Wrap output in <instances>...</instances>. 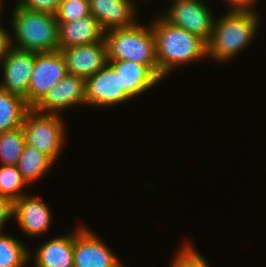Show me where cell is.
<instances>
[{"label":"cell","mask_w":266,"mask_h":267,"mask_svg":"<svg viewBox=\"0 0 266 267\" xmlns=\"http://www.w3.org/2000/svg\"><path fill=\"white\" fill-rule=\"evenodd\" d=\"M58 33L59 49L92 44L104 39V31L91 14L75 21L58 22Z\"/></svg>","instance_id":"17"},{"label":"cell","mask_w":266,"mask_h":267,"mask_svg":"<svg viewBox=\"0 0 266 267\" xmlns=\"http://www.w3.org/2000/svg\"><path fill=\"white\" fill-rule=\"evenodd\" d=\"M74 230V267H123L107 242L87 225ZM113 251V252H112Z\"/></svg>","instance_id":"7"},{"label":"cell","mask_w":266,"mask_h":267,"mask_svg":"<svg viewBox=\"0 0 266 267\" xmlns=\"http://www.w3.org/2000/svg\"><path fill=\"white\" fill-rule=\"evenodd\" d=\"M50 205L39 195L26 194L15 201V218L26 238H35L49 232L53 215Z\"/></svg>","instance_id":"12"},{"label":"cell","mask_w":266,"mask_h":267,"mask_svg":"<svg viewBox=\"0 0 266 267\" xmlns=\"http://www.w3.org/2000/svg\"><path fill=\"white\" fill-rule=\"evenodd\" d=\"M10 47H11L10 30L8 31L7 29H5V27L3 25L1 26L0 23V60L8 52Z\"/></svg>","instance_id":"28"},{"label":"cell","mask_w":266,"mask_h":267,"mask_svg":"<svg viewBox=\"0 0 266 267\" xmlns=\"http://www.w3.org/2000/svg\"><path fill=\"white\" fill-rule=\"evenodd\" d=\"M35 65V52L10 47L0 60L3 72L0 88L25 99L28 105L29 81Z\"/></svg>","instance_id":"11"},{"label":"cell","mask_w":266,"mask_h":267,"mask_svg":"<svg viewBox=\"0 0 266 267\" xmlns=\"http://www.w3.org/2000/svg\"><path fill=\"white\" fill-rule=\"evenodd\" d=\"M29 109L23 97L0 88V133L21 127Z\"/></svg>","instance_id":"19"},{"label":"cell","mask_w":266,"mask_h":267,"mask_svg":"<svg viewBox=\"0 0 266 267\" xmlns=\"http://www.w3.org/2000/svg\"><path fill=\"white\" fill-rule=\"evenodd\" d=\"M15 4L10 17L11 47L36 53L59 50L56 16L30 11L17 2Z\"/></svg>","instance_id":"3"},{"label":"cell","mask_w":266,"mask_h":267,"mask_svg":"<svg viewBox=\"0 0 266 267\" xmlns=\"http://www.w3.org/2000/svg\"><path fill=\"white\" fill-rule=\"evenodd\" d=\"M169 267H209L207 259L187 240L176 250Z\"/></svg>","instance_id":"23"},{"label":"cell","mask_w":266,"mask_h":267,"mask_svg":"<svg viewBox=\"0 0 266 267\" xmlns=\"http://www.w3.org/2000/svg\"><path fill=\"white\" fill-rule=\"evenodd\" d=\"M54 164L50 157L35 147L25 144L17 167L26 183L32 186L35 181L41 180Z\"/></svg>","instance_id":"18"},{"label":"cell","mask_w":266,"mask_h":267,"mask_svg":"<svg viewBox=\"0 0 266 267\" xmlns=\"http://www.w3.org/2000/svg\"><path fill=\"white\" fill-rule=\"evenodd\" d=\"M176 1H183V0H170V3L176 2Z\"/></svg>","instance_id":"30"},{"label":"cell","mask_w":266,"mask_h":267,"mask_svg":"<svg viewBox=\"0 0 266 267\" xmlns=\"http://www.w3.org/2000/svg\"><path fill=\"white\" fill-rule=\"evenodd\" d=\"M68 74L60 50L35 52V65L29 81L28 106L33 108L55 84Z\"/></svg>","instance_id":"8"},{"label":"cell","mask_w":266,"mask_h":267,"mask_svg":"<svg viewBox=\"0 0 266 267\" xmlns=\"http://www.w3.org/2000/svg\"><path fill=\"white\" fill-rule=\"evenodd\" d=\"M87 107H113L133 100L121 85L119 73L108 63L95 75L86 78Z\"/></svg>","instance_id":"10"},{"label":"cell","mask_w":266,"mask_h":267,"mask_svg":"<svg viewBox=\"0 0 266 267\" xmlns=\"http://www.w3.org/2000/svg\"><path fill=\"white\" fill-rule=\"evenodd\" d=\"M86 79L81 76L67 74L61 81L47 91L45 96L33 107L40 113L62 115L73 107L87 106Z\"/></svg>","instance_id":"9"},{"label":"cell","mask_w":266,"mask_h":267,"mask_svg":"<svg viewBox=\"0 0 266 267\" xmlns=\"http://www.w3.org/2000/svg\"><path fill=\"white\" fill-rule=\"evenodd\" d=\"M87 15H90L89 0H61L55 16L57 22H70Z\"/></svg>","instance_id":"24"},{"label":"cell","mask_w":266,"mask_h":267,"mask_svg":"<svg viewBox=\"0 0 266 267\" xmlns=\"http://www.w3.org/2000/svg\"><path fill=\"white\" fill-rule=\"evenodd\" d=\"M137 7L134 0H89L90 14L104 32L135 26Z\"/></svg>","instance_id":"14"},{"label":"cell","mask_w":266,"mask_h":267,"mask_svg":"<svg viewBox=\"0 0 266 267\" xmlns=\"http://www.w3.org/2000/svg\"><path fill=\"white\" fill-rule=\"evenodd\" d=\"M229 6L226 11H250L258 12L259 10L255 9L257 3L260 0H223ZM258 1V2H257Z\"/></svg>","instance_id":"27"},{"label":"cell","mask_w":266,"mask_h":267,"mask_svg":"<svg viewBox=\"0 0 266 267\" xmlns=\"http://www.w3.org/2000/svg\"><path fill=\"white\" fill-rule=\"evenodd\" d=\"M160 16L174 26L184 28L208 42L211 39L215 15L205 0H183L168 3Z\"/></svg>","instance_id":"6"},{"label":"cell","mask_w":266,"mask_h":267,"mask_svg":"<svg viewBox=\"0 0 266 267\" xmlns=\"http://www.w3.org/2000/svg\"><path fill=\"white\" fill-rule=\"evenodd\" d=\"M25 137L21 127L0 133V165L17 166L24 150Z\"/></svg>","instance_id":"21"},{"label":"cell","mask_w":266,"mask_h":267,"mask_svg":"<svg viewBox=\"0 0 266 267\" xmlns=\"http://www.w3.org/2000/svg\"><path fill=\"white\" fill-rule=\"evenodd\" d=\"M30 187L15 165H0V195L14 201L28 194ZM27 188V189H26ZM26 189V190H25Z\"/></svg>","instance_id":"22"},{"label":"cell","mask_w":266,"mask_h":267,"mask_svg":"<svg viewBox=\"0 0 266 267\" xmlns=\"http://www.w3.org/2000/svg\"><path fill=\"white\" fill-rule=\"evenodd\" d=\"M150 23L155 38L158 75L163 80L181 66L207 59V42L200 36L172 25L159 14Z\"/></svg>","instance_id":"1"},{"label":"cell","mask_w":266,"mask_h":267,"mask_svg":"<svg viewBox=\"0 0 266 267\" xmlns=\"http://www.w3.org/2000/svg\"><path fill=\"white\" fill-rule=\"evenodd\" d=\"M63 120L62 115L40 113L30 108L21 126L26 144L35 147L56 163L67 139Z\"/></svg>","instance_id":"5"},{"label":"cell","mask_w":266,"mask_h":267,"mask_svg":"<svg viewBox=\"0 0 266 267\" xmlns=\"http://www.w3.org/2000/svg\"><path fill=\"white\" fill-rule=\"evenodd\" d=\"M59 50L70 75L86 79L95 75L108 64L107 46L104 39L92 44L76 45Z\"/></svg>","instance_id":"13"},{"label":"cell","mask_w":266,"mask_h":267,"mask_svg":"<svg viewBox=\"0 0 266 267\" xmlns=\"http://www.w3.org/2000/svg\"><path fill=\"white\" fill-rule=\"evenodd\" d=\"M12 218H15V201L0 195V231Z\"/></svg>","instance_id":"26"},{"label":"cell","mask_w":266,"mask_h":267,"mask_svg":"<svg viewBox=\"0 0 266 267\" xmlns=\"http://www.w3.org/2000/svg\"><path fill=\"white\" fill-rule=\"evenodd\" d=\"M29 251L23 240L0 231V267H27Z\"/></svg>","instance_id":"20"},{"label":"cell","mask_w":266,"mask_h":267,"mask_svg":"<svg viewBox=\"0 0 266 267\" xmlns=\"http://www.w3.org/2000/svg\"><path fill=\"white\" fill-rule=\"evenodd\" d=\"M119 73L121 85L136 99L155 88L163 79L151 68L130 60L108 61Z\"/></svg>","instance_id":"16"},{"label":"cell","mask_w":266,"mask_h":267,"mask_svg":"<svg viewBox=\"0 0 266 267\" xmlns=\"http://www.w3.org/2000/svg\"><path fill=\"white\" fill-rule=\"evenodd\" d=\"M225 12L215 19L211 39L207 42V58L227 65L253 43L261 18L259 12Z\"/></svg>","instance_id":"2"},{"label":"cell","mask_w":266,"mask_h":267,"mask_svg":"<svg viewBox=\"0 0 266 267\" xmlns=\"http://www.w3.org/2000/svg\"><path fill=\"white\" fill-rule=\"evenodd\" d=\"M61 0H18L17 3L30 11L56 15Z\"/></svg>","instance_id":"25"},{"label":"cell","mask_w":266,"mask_h":267,"mask_svg":"<svg viewBox=\"0 0 266 267\" xmlns=\"http://www.w3.org/2000/svg\"><path fill=\"white\" fill-rule=\"evenodd\" d=\"M73 250L74 231L44 240L34 251L30 249L29 260L32 264L34 261L33 267H74Z\"/></svg>","instance_id":"15"},{"label":"cell","mask_w":266,"mask_h":267,"mask_svg":"<svg viewBox=\"0 0 266 267\" xmlns=\"http://www.w3.org/2000/svg\"><path fill=\"white\" fill-rule=\"evenodd\" d=\"M2 8H4V5H3V0H0V15L3 16L2 14ZM1 17V16H0ZM1 19V18H0Z\"/></svg>","instance_id":"29"},{"label":"cell","mask_w":266,"mask_h":267,"mask_svg":"<svg viewBox=\"0 0 266 267\" xmlns=\"http://www.w3.org/2000/svg\"><path fill=\"white\" fill-rule=\"evenodd\" d=\"M145 25L138 22L133 27L104 32L108 61L130 60L151 67L158 74L152 26Z\"/></svg>","instance_id":"4"}]
</instances>
